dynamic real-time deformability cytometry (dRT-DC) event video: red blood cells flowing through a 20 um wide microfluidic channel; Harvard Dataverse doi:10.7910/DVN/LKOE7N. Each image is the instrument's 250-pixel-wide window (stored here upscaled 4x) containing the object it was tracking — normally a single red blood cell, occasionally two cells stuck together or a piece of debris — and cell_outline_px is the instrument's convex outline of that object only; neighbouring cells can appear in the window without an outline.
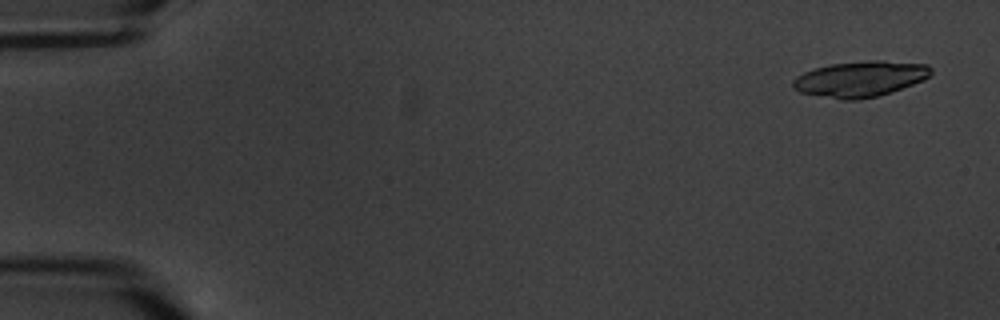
{"species": "common noctule bat (a hibernating species)", "species_latin": "Nyctalus noctula", "temperature_condition": "warm", "stored_images_in_passage": 4, "camera_frame_rate_fps": 3000, "um_per_image_px": 0.085, "animal": {"sex": "male", "body_mass_g": 20.1, "forearm_length_mm": 53.5}, "frame": {"image": 1, "passage_image": 1, "time_ms": 0.0, "image_size_px": [1000, 320], "cell_outline_px": [[932, 72], [924, 80], [892, 92], [860, 100], [840, 100], [800, 92], [792, 88], [792, 80], [796, 76], [804, 72], [816, 68], [832, 64], [868, 60], [884, 60], [928, 64], [932, 68]], "centroid_in_image_um": [73.13, 6.71], "position_along_channel_um": 11.9, "area_um2": 28.96}}